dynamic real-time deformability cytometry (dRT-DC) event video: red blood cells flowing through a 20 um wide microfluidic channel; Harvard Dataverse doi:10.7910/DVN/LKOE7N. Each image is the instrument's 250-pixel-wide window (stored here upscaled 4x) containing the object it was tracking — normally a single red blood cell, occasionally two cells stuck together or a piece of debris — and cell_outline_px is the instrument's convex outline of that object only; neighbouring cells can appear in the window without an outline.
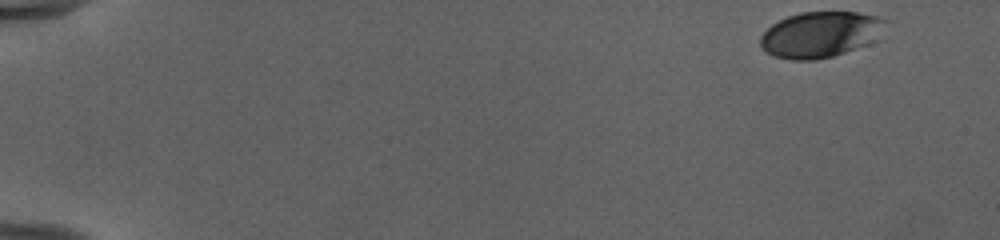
{"species": "human", "species_latin": "Homo sapiens", "temperature_condition": "cold", "stored_images_in_passage": 50, "camera_frame_rate_fps": 3000, "um_per_image_px": 0.085, "donor": {"sex": "female"}, "frame": {"image": 1, "passage_image": 1, "time_ms": 0.0, "image_size_px": [1000, 240], "cell_outline_px": [[892, 20], [868, 44], [832, 56], [816, 60], [792, 60], [776, 56], [768, 52], [760, 44], [760, 36], [772, 24], [788, 16], [800, 12], [856, 12], [880, 16]], "centroid_in_image_um": [69.77, 2.91], "position_along_channel_um": 15.2, "area_um2": 33.29}}
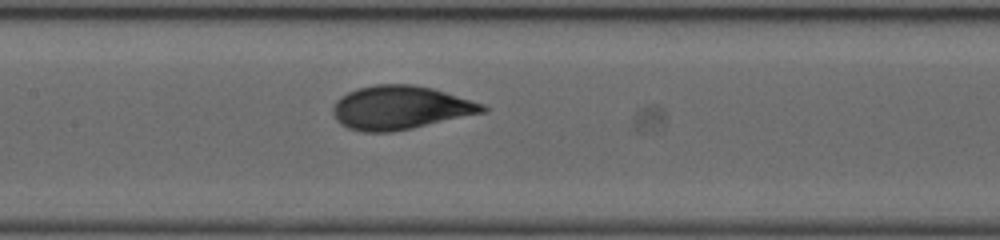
{"frame": {"image": 2, "passage_image": 25, "time_ms": 8.0, "image_size_px": [1000, 240], "cell_outline_px": [[488, 108], [484, 112], [412, 128], [392, 132], [364, 132], [348, 128], [340, 124], [336, 120], [332, 112], [332, 108], [336, 100], [340, 96], [356, 88], [376, 84], [412, 84], [432, 88], [484, 104]], "centroid_in_image_um": [33.97, 9.15], "position_along_channel_um": 173.4, "area_um2": 37.97}}
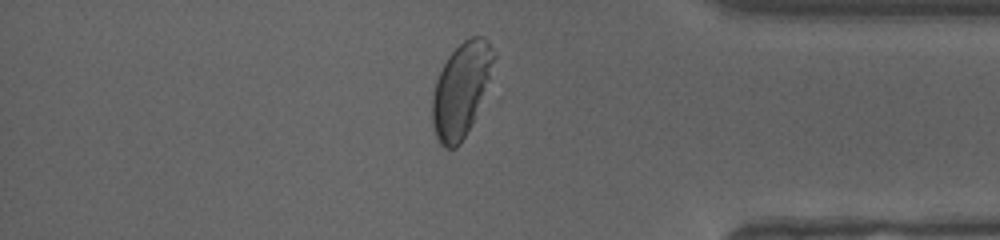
{"frame": {"image": 3, "passage_image": 43, "time_ms": 14.0, "image_size_px": [1000, 240], "cell_outline_px": [[496, 56], [472, 120], [460, 144], [456, 148], [444, 148], [440, 144], [436, 136], [432, 124], [432, 96], [436, 80], [448, 56], [464, 40], [472, 36], [484, 36], [488, 40], [496, 52]], "centroid_in_image_um": [39.16, 7.59], "position_along_channel_um": 396.0, "area_um2": 32.71}, "authors_computed_cell_mechanics": {"area_um2": 36.6163, "velocity_mm_per_s": 3.9813, "shape_relaxation_time_tau1_ms": 5.0257, "shape_relaxation_time_tau2_ms": null, "deformation_change_tau1": 0.2054, "deformation_change_tau2": null}}